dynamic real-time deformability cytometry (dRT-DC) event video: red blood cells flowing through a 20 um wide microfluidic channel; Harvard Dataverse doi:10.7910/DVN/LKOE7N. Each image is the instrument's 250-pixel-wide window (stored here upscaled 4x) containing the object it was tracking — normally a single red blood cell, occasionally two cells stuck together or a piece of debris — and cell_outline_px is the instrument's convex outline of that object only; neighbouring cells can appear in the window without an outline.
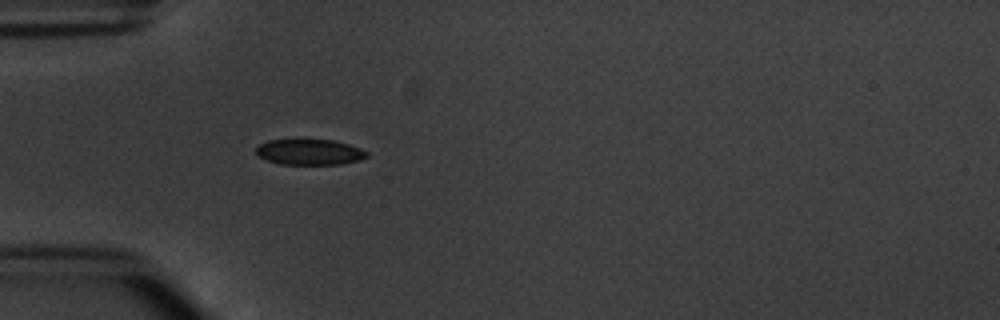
{"species": "common noctule bat (a hibernating species)", "species_latin": "Nyctalus noctula", "temperature_condition": "warm", "stored_images_in_passage": 4, "camera_frame_rate_fps": 3000, "um_per_image_px": 0.085, "animal": {"sex": "male", "body_mass_g": 20.1, "forearm_length_mm": 53.5}, "frame": {"image": 1, "passage_image": 3, "time_ms": 2.667, "image_size_px": [1000, 320], "cell_outline_px": [[368, 156], [360, 160], [340, 164], [280, 164], [268, 160], [260, 156], [256, 152], [256, 148], [260, 144], [268, 140], [332, 140], [348, 144], [360, 148], [368, 152]], "centroid_in_image_um": [26.34, 12.92], "position_along_channel_um": 58.7, "area_um2": 16.36}}